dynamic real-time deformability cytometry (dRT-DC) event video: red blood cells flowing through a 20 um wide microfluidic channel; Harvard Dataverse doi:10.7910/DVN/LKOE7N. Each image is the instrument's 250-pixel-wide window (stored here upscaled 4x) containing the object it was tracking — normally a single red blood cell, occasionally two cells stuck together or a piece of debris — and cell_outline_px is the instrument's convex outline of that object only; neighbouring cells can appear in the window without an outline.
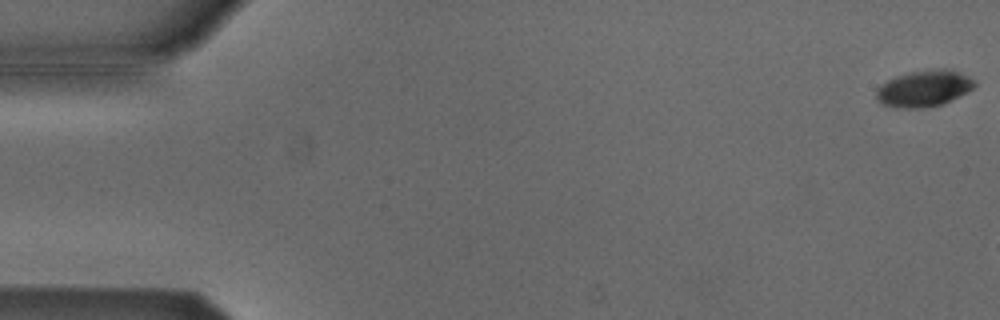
{"species": "Egyptian fruit bat (a non-hibernating species)", "species_latin": "Rousettus aegyptiacus", "temperature_condition": "cold", "stored_images_in_passage": 8, "camera_frame_rate_fps": 3000, "um_per_image_px": 0.085, "animal": {"sex": "male"}, "frame": {"image": 1, "passage_image": 1, "time_ms": 0.0, "image_size_px": [1000, 320], "cell_outline_px": [[976, 84], [968, 92], [944, 104], [924, 108], [896, 108], [884, 104], [876, 100], [876, 92], [888, 80], [896, 76], [912, 72], [940, 68], [948, 68], [972, 80]], "centroid_in_image_um": [78.54, 7.54], "position_along_channel_um": 6.5, "area_um2": 20.52}}